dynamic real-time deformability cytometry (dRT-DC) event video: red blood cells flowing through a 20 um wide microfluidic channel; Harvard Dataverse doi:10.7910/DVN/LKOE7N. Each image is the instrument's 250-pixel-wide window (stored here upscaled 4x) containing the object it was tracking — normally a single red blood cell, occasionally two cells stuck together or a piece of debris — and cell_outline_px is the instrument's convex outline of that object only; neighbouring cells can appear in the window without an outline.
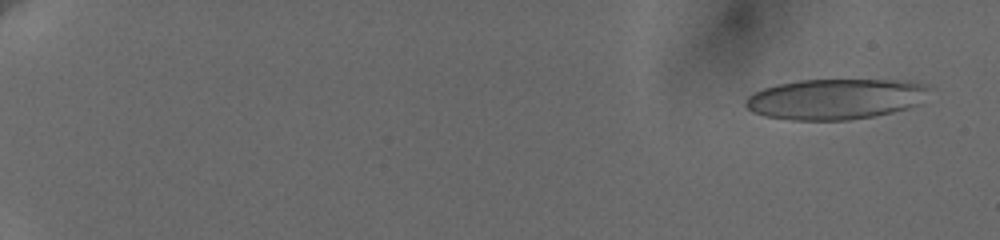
{"species": "human", "species_latin": "Homo sapiens", "temperature_condition": "cold", "stored_images_in_passage": 57, "camera_frame_rate_fps": 3000, "um_per_image_px": 0.085, "donor": {"sex": "female"}, "frame": {"image": 1, "passage_image": 1, "time_ms": 0.0, "image_size_px": [1000, 240], "cell_outline_px": [[928, 88], [912, 104], [904, 108], [892, 112], [872, 116], [848, 120], [792, 120], [764, 116], [752, 112], [744, 104], [744, 100], [748, 96], [764, 88], [776, 84], [800, 80], [892, 80], [920, 84]], "centroid_in_image_um": [70.82, 8.42], "position_along_channel_um": 14.2, "area_um2": 42.37}}
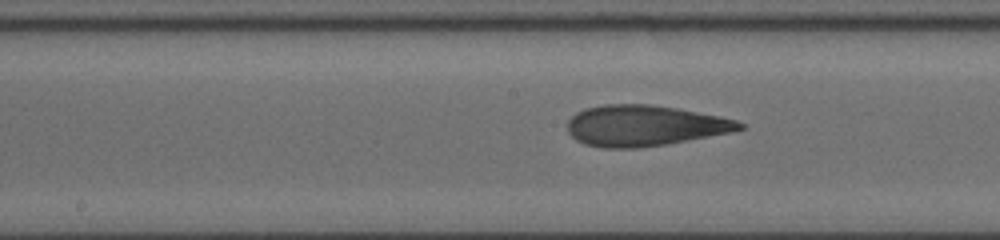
{"frame": {"image": 2, "passage_image": 32, "time_ms": 10.333, "image_size_px": [1000, 240], "cell_outline_px": [[744, 128], [728, 132], [708, 136], [664, 144], [640, 148], [604, 148], [584, 144], [576, 140], [568, 132], [568, 120], [576, 112], [584, 108], [604, 104], [648, 104], [676, 108], [720, 116], [736, 120], [744, 124]], "centroid_in_image_um": [54.72, 10.67], "position_along_channel_um": 193.5, "area_um2": 40.69}}
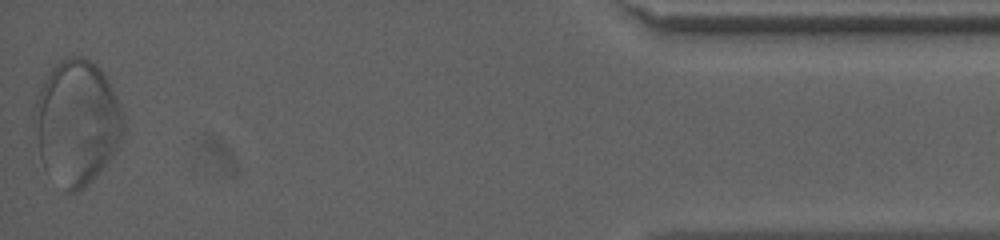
{"frame": {"image": 3, "passage_image": 57, "time_ms": 18.667, "image_size_px": [1000, 240], "cell_outline_px": [[124, 128], [108, 160], [92, 180], [80, 192], [64, 192], [40, 156], [36, 136], [36, 96], [44, 80], [52, 68], [60, 60], [68, 56], [84, 56], [96, 64], [100, 68], [108, 80], [120, 104], [124, 120]], "centroid_in_image_um": [6.54, 10.36], "position_along_channel_um": 428.7, "area_um2": 63.52}, "authors_computed_cell_mechanics": {"area_um2": 41.905, "velocity_mm_per_s": 3.5975, "shape_relaxation_time_tau1_ms": 6.1705, "shape_relaxation_time_tau2_ms": 1.3808, "deformation_change_tau1": 0.1919, "deformation_change_tau2": 0.0842}}